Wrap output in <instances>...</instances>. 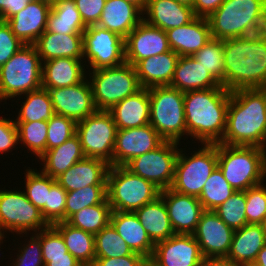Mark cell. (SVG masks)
Wrapping results in <instances>:
<instances>
[{"label": "cell", "instance_id": "62", "mask_svg": "<svg viewBox=\"0 0 266 266\" xmlns=\"http://www.w3.org/2000/svg\"><path fill=\"white\" fill-rule=\"evenodd\" d=\"M265 144H266V133H265V136L263 138L261 145L259 146L261 152L263 153L265 162H266V145Z\"/></svg>", "mask_w": 266, "mask_h": 266}, {"label": "cell", "instance_id": "61", "mask_svg": "<svg viewBox=\"0 0 266 266\" xmlns=\"http://www.w3.org/2000/svg\"><path fill=\"white\" fill-rule=\"evenodd\" d=\"M0 20L5 21V0H0Z\"/></svg>", "mask_w": 266, "mask_h": 266}, {"label": "cell", "instance_id": "47", "mask_svg": "<svg viewBox=\"0 0 266 266\" xmlns=\"http://www.w3.org/2000/svg\"><path fill=\"white\" fill-rule=\"evenodd\" d=\"M67 191L55 182L48 193L47 203L41 210V214L49 225L65 221Z\"/></svg>", "mask_w": 266, "mask_h": 266}, {"label": "cell", "instance_id": "53", "mask_svg": "<svg viewBox=\"0 0 266 266\" xmlns=\"http://www.w3.org/2000/svg\"><path fill=\"white\" fill-rule=\"evenodd\" d=\"M19 142L15 120L0 118V153L8 152Z\"/></svg>", "mask_w": 266, "mask_h": 266}, {"label": "cell", "instance_id": "43", "mask_svg": "<svg viewBox=\"0 0 266 266\" xmlns=\"http://www.w3.org/2000/svg\"><path fill=\"white\" fill-rule=\"evenodd\" d=\"M16 126L19 141L40 158L47 150V121L16 123Z\"/></svg>", "mask_w": 266, "mask_h": 266}, {"label": "cell", "instance_id": "65", "mask_svg": "<svg viewBox=\"0 0 266 266\" xmlns=\"http://www.w3.org/2000/svg\"><path fill=\"white\" fill-rule=\"evenodd\" d=\"M2 229V230H1ZM4 227L0 224V244H1V242H2V240H3V238H4ZM3 231V232H2Z\"/></svg>", "mask_w": 266, "mask_h": 266}, {"label": "cell", "instance_id": "59", "mask_svg": "<svg viewBox=\"0 0 266 266\" xmlns=\"http://www.w3.org/2000/svg\"><path fill=\"white\" fill-rule=\"evenodd\" d=\"M251 265L266 266V243L263 248L258 252L256 260Z\"/></svg>", "mask_w": 266, "mask_h": 266}, {"label": "cell", "instance_id": "37", "mask_svg": "<svg viewBox=\"0 0 266 266\" xmlns=\"http://www.w3.org/2000/svg\"><path fill=\"white\" fill-rule=\"evenodd\" d=\"M25 97L15 123L48 121L55 114L47 89L41 87L26 93Z\"/></svg>", "mask_w": 266, "mask_h": 266}, {"label": "cell", "instance_id": "8", "mask_svg": "<svg viewBox=\"0 0 266 266\" xmlns=\"http://www.w3.org/2000/svg\"><path fill=\"white\" fill-rule=\"evenodd\" d=\"M150 125L165 141L179 143L186 134L184 92L171 86L148 88Z\"/></svg>", "mask_w": 266, "mask_h": 266}, {"label": "cell", "instance_id": "10", "mask_svg": "<svg viewBox=\"0 0 266 266\" xmlns=\"http://www.w3.org/2000/svg\"><path fill=\"white\" fill-rule=\"evenodd\" d=\"M179 150L171 189L190 196L201 195L209 176L218 166L217 144H204L191 156Z\"/></svg>", "mask_w": 266, "mask_h": 266}, {"label": "cell", "instance_id": "39", "mask_svg": "<svg viewBox=\"0 0 266 266\" xmlns=\"http://www.w3.org/2000/svg\"><path fill=\"white\" fill-rule=\"evenodd\" d=\"M235 192L236 191L227 182L222 171L217 166L206 181L198 199L204 210L214 211Z\"/></svg>", "mask_w": 266, "mask_h": 266}, {"label": "cell", "instance_id": "44", "mask_svg": "<svg viewBox=\"0 0 266 266\" xmlns=\"http://www.w3.org/2000/svg\"><path fill=\"white\" fill-rule=\"evenodd\" d=\"M245 191H236L227 201L219 205L214 212L233 230L247 225Z\"/></svg>", "mask_w": 266, "mask_h": 266}, {"label": "cell", "instance_id": "22", "mask_svg": "<svg viewBox=\"0 0 266 266\" xmlns=\"http://www.w3.org/2000/svg\"><path fill=\"white\" fill-rule=\"evenodd\" d=\"M110 164L98 158L84 157L56 178L67 192L89 185L106 186Z\"/></svg>", "mask_w": 266, "mask_h": 266}, {"label": "cell", "instance_id": "29", "mask_svg": "<svg viewBox=\"0 0 266 266\" xmlns=\"http://www.w3.org/2000/svg\"><path fill=\"white\" fill-rule=\"evenodd\" d=\"M179 55L170 50L139 61L134 67L143 88L170 86Z\"/></svg>", "mask_w": 266, "mask_h": 266}, {"label": "cell", "instance_id": "16", "mask_svg": "<svg viewBox=\"0 0 266 266\" xmlns=\"http://www.w3.org/2000/svg\"><path fill=\"white\" fill-rule=\"evenodd\" d=\"M234 230L213 210H204L192 234L206 257H226L230 251Z\"/></svg>", "mask_w": 266, "mask_h": 266}, {"label": "cell", "instance_id": "42", "mask_svg": "<svg viewBox=\"0 0 266 266\" xmlns=\"http://www.w3.org/2000/svg\"><path fill=\"white\" fill-rule=\"evenodd\" d=\"M106 198V186L89 185L82 189L67 192L65 221L83 208L101 204Z\"/></svg>", "mask_w": 266, "mask_h": 266}, {"label": "cell", "instance_id": "9", "mask_svg": "<svg viewBox=\"0 0 266 266\" xmlns=\"http://www.w3.org/2000/svg\"><path fill=\"white\" fill-rule=\"evenodd\" d=\"M92 73L89 82L97 110L108 111L142 88L135 67L126 62L116 67L92 70Z\"/></svg>", "mask_w": 266, "mask_h": 266}, {"label": "cell", "instance_id": "21", "mask_svg": "<svg viewBox=\"0 0 266 266\" xmlns=\"http://www.w3.org/2000/svg\"><path fill=\"white\" fill-rule=\"evenodd\" d=\"M51 5L36 0L6 20L13 34L25 44H34L45 32Z\"/></svg>", "mask_w": 266, "mask_h": 266}, {"label": "cell", "instance_id": "49", "mask_svg": "<svg viewBox=\"0 0 266 266\" xmlns=\"http://www.w3.org/2000/svg\"><path fill=\"white\" fill-rule=\"evenodd\" d=\"M41 240L43 262L46 265L49 258L67 257V247L61 234L52 226L41 229L34 234Z\"/></svg>", "mask_w": 266, "mask_h": 266}, {"label": "cell", "instance_id": "46", "mask_svg": "<svg viewBox=\"0 0 266 266\" xmlns=\"http://www.w3.org/2000/svg\"><path fill=\"white\" fill-rule=\"evenodd\" d=\"M47 124V150L62 145L76 134V122L71 118L54 114Z\"/></svg>", "mask_w": 266, "mask_h": 266}, {"label": "cell", "instance_id": "28", "mask_svg": "<svg viewBox=\"0 0 266 266\" xmlns=\"http://www.w3.org/2000/svg\"><path fill=\"white\" fill-rule=\"evenodd\" d=\"M266 243V235L261 224H247L234 230L231 248L226 256L238 266L254 263L258 252Z\"/></svg>", "mask_w": 266, "mask_h": 266}, {"label": "cell", "instance_id": "64", "mask_svg": "<svg viewBox=\"0 0 266 266\" xmlns=\"http://www.w3.org/2000/svg\"><path fill=\"white\" fill-rule=\"evenodd\" d=\"M40 1H43L44 3H47L52 6L56 4L59 0H40Z\"/></svg>", "mask_w": 266, "mask_h": 266}, {"label": "cell", "instance_id": "24", "mask_svg": "<svg viewBox=\"0 0 266 266\" xmlns=\"http://www.w3.org/2000/svg\"><path fill=\"white\" fill-rule=\"evenodd\" d=\"M143 18V11L129 1L106 0L99 22L96 25L115 32L125 39Z\"/></svg>", "mask_w": 266, "mask_h": 266}, {"label": "cell", "instance_id": "45", "mask_svg": "<svg viewBox=\"0 0 266 266\" xmlns=\"http://www.w3.org/2000/svg\"><path fill=\"white\" fill-rule=\"evenodd\" d=\"M25 186L26 196L29 201L36 206L40 211L47 203L48 193L51 186L56 182V179L51 178L49 175L44 174L42 171L35 172L33 169L26 170Z\"/></svg>", "mask_w": 266, "mask_h": 266}, {"label": "cell", "instance_id": "18", "mask_svg": "<svg viewBox=\"0 0 266 266\" xmlns=\"http://www.w3.org/2000/svg\"><path fill=\"white\" fill-rule=\"evenodd\" d=\"M165 140L150 125L117 129L113 166H125L133 158L159 147Z\"/></svg>", "mask_w": 266, "mask_h": 266}, {"label": "cell", "instance_id": "60", "mask_svg": "<svg viewBox=\"0 0 266 266\" xmlns=\"http://www.w3.org/2000/svg\"><path fill=\"white\" fill-rule=\"evenodd\" d=\"M126 1H129L137 5L142 11H144L146 4H147V0H126Z\"/></svg>", "mask_w": 266, "mask_h": 266}, {"label": "cell", "instance_id": "6", "mask_svg": "<svg viewBox=\"0 0 266 266\" xmlns=\"http://www.w3.org/2000/svg\"><path fill=\"white\" fill-rule=\"evenodd\" d=\"M106 191L112 211L135 212L156 200L161 189L151 181L132 173L125 166H110Z\"/></svg>", "mask_w": 266, "mask_h": 266}, {"label": "cell", "instance_id": "35", "mask_svg": "<svg viewBox=\"0 0 266 266\" xmlns=\"http://www.w3.org/2000/svg\"><path fill=\"white\" fill-rule=\"evenodd\" d=\"M86 28L74 0H59L51 6L45 31L63 35H83Z\"/></svg>", "mask_w": 266, "mask_h": 266}, {"label": "cell", "instance_id": "52", "mask_svg": "<svg viewBox=\"0 0 266 266\" xmlns=\"http://www.w3.org/2000/svg\"><path fill=\"white\" fill-rule=\"evenodd\" d=\"M82 21L86 26L99 22L106 0H74Z\"/></svg>", "mask_w": 266, "mask_h": 266}, {"label": "cell", "instance_id": "27", "mask_svg": "<svg viewBox=\"0 0 266 266\" xmlns=\"http://www.w3.org/2000/svg\"><path fill=\"white\" fill-rule=\"evenodd\" d=\"M110 224L133 252L151 258L155 244L140 223L135 212L112 211Z\"/></svg>", "mask_w": 266, "mask_h": 266}, {"label": "cell", "instance_id": "20", "mask_svg": "<svg viewBox=\"0 0 266 266\" xmlns=\"http://www.w3.org/2000/svg\"><path fill=\"white\" fill-rule=\"evenodd\" d=\"M160 197L167 207L175 234H193L204 211L198 197L178 193L171 188L163 189Z\"/></svg>", "mask_w": 266, "mask_h": 266}, {"label": "cell", "instance_id": "13", "mask_svg": "<svg viewBox=\"0 0 266 266\" xmlns=\"http://www.w3.org/2000/svg\"><path fill=\"white\" fill-rule=\"evenodd\" d=\"M83 57L87 58L91 70L122 65L125 39L98 25L87 26L83 32Z\"/></svg>", "mask_w": 266, "mask_h": 266}, {"label": "cell", "instance_id": "48", "mask_svg": "<svg viewBox=\"0 0 266 266\" xmlns=\"http://www.w3.org/2000/svg\"><path fill=\"white\" fill-rule=\"evenodd\" d=\"M260 183L245 191L248 224H261L266 216V185Z\"/></svg>", "mask_w": 266, "mask_h": 266}, {"label": "cell", "instance_id": "17", "mask_svg": "<svg viewBox=\"0 0 266 266\" xmlns=\"http://www.w3.org/2000/svg\"><path fill=\"white\" fill-rule=\"evenodd\" d=\"M48 92L55 114L71 118L76 123L97 111L87 79L73 86L48 89Z\"/></svg>", "mask_w": 266, "mask_h": 266}, {"label": "cell", "instance_id": "25", "mask_svg": "<svg viewBox=\"0 0 266 266\" xmlns=\"http://www.w3.org/2000/svg\"><path fill=\"white\" fill-rule=\"evenodd\" d=\"M144 14L148 15L143 18L147 24L164 31L186 25L196 17L192 7L175 0H147Z\"/></svg>", "mask_w": 266, "mask_h": 266}, {"label": "cell", "instance_id": "38", "mask_svg": "<svg viewBox=\"0 0 266 266\" xmlns=\"http://www.w3.org/2000/svg\"><path fill=\"white\" fill-rule=\"evenodd\" d=\"M111 212V206L106 198L101 204L81 209L66 222L72 227L96 235L110 223Z\"/></svg>", "mask_w": 266, "mask_h": 266}, {"label": "cell", "instance_id": "50", "mask_svg": "<svg viewBox=\"0 0 266 266\" xmlns=\"http://www.w3.org/2000/svg\"><path fill=\"white\" fill-rule=\"evenodd\" d=\"M24 45L25 43L13 34L7 22L0 20V67Z\"/></svg>", "mask_w": 266, "mask_h": 266}, {"label": "cell", "instance_id": "11", "mask_svg": "<svg viewBox=\"0 0 266 266\" xmlns=\"http://www.w3.org/2000/svg\"><path fill=\"white\" fill-rule=\"evenodd\" d=\"M117 126L112 115L105 110L76 123V135L79 137L85 157L98 158L113 166V152Z\"/></svg>", "mask_w": 266, "mask_h": 266}, {"label": "cell", "instance_id": "26", "mask_svg": "<svg viewBox=\"0 0 266 266\" xmlns=\"http://www.w3.org/2000/svg\"><path fill=\"white\" fill-rule=\"evenodd\" d=\"M108 112L117 129H130L150 123V99L148 88H141L135 94L113 105Z\"/></svg>", "mask_w": 266, "mask_h": 266}, {"label": "cell", "instance_id": "41", "mask_svg": "<svg viewBox=\"0 0 266 266\" xmlns=\"http://www.w3.org/2000/svg\"><path fill=\"white\" fill-rule=\"evenodd\" d=\"M192 56L224 87L223 40L211 38Z\"/></svg>", "mask_w": 266, "mask_h": 266}, {"label": "cell", "instance_id": "23", "mask_svg": "<svg viewBox=\"0 0 266 266\" xmlns=\"http://www.w3.org/2000/svg\"><path fill=\"white\" fill-rule=\"evenodd\" d=\"M169 46L179 56H192L212 38L210 24L205 17H195L191 22L166 31Z\"/></svg>", "mask_w": 266, "mask_h": 266}, {"label": "cell", "instance_id": "30", "mask_svg": "<svg viewBox=\"0 0 266 266\" xmlns=\"http://www.w3.org/2000/svg\"><path fill=\"white\" fill-rule=\"evenodd\" d=\"M81 61V59L69 57L44 61L42 64V88L48 90L69 87L82 82L86 79V74L84 73L85 64Z\"/></svg>", "mask_w": 266, "mask_h": 266}, {"label": "cell", "instance_id": "55", "mask_svg": "<svg viewBox=\"0 0 266 266\" xmlns=\"http://www.w3.org/2000/svg\"><path fill=\"white\" fill-rule=\"evenodd\" d=\"M225 0H195L193 11L196 17L208 18Z\"/></svg>", "mask_w": 266, "mask_h": 266}, {"label": "cell", "instance_id": "54", "mask_svg": "<svg viewBox=\"0 0 266 266\" xmlns=\"http://www.w3.org/2000/svg\"><path fill=\"white\" fill-rule=\"evenodd\" d=\"M148 259L138 253L116 258H95L92 266H145Z\"/></svg>", "mask_w": 266, "mask_h": 266}, {"label": "cell", "instance_id": "2", "mask_svg": "<svg viewBox=\"0 0 266 266\" xmlns=\"http://www.w3.org/2000/svg\"><path fill=\"white\" fill-rule=\"evenodd\" d=\"M266 133V91L263 88L231 91L226 128L221 144L259 147Z\"/></svg>", "mask_w": 266, "mask_h": 266}, {"label": "cell", "instance_id": "32", "mask_svg": "<svg viewBox=\"0 0 266 266\" xmlns=\"http://www.w3.org/2000/svg\"><path fill=\"white\" fill-rule=\"evenodd\" d=\"M170 86L187 92L220 87L221 84L193 56H180Z\"/></svg>", "mask_w": 266, "mask_h": 266}, {"label": "cell", "instance_id": "5", "mask_svg": "<svg viewBox=\"0 0 266 266\" xmlns=\"http://www.w3.org/2000/svg\"><path fill=\"white\" fill-rule=\"evenodd\" d=\"M217 155L218 167L235 191H246L266 178V162L257 146L217 143Z\"/></svg>", "mask_w": 266, "mask_h": 266}, {"label": "cell", "instance_id": "63", "mask_svg": "<svg viewBox=\"0 0 266 266\" xmlns=\"http://www.w3.org/2000/svg\"><path fill=\"white\" fill-rule=\"evenodd\" d=\"M175 1H177L178 3L184 4V5H187L189 7H193L195 0H175Z\"/></svg>", "mask_w": 266, "mask_h": 266}, {"label": "cell", "instance_id": "66", "mask_svg": "<svg viewBox=\"0 0 266 266\" xmlns=\"http://www.w3.org/2000/svg\"><path fill=\"white\" fill-rule=\"evenodd\" d=\"M262 227H263V231L265 232L266 235V216L264 217L263 222L261 223Z\"/></svg>", "mask_w": 266, "mask_h": 266}, {"label": "cell", "instance_id": "57", "mask_svg": "<svg viewBox=\"0 0 266 266\" xmlns=\"http://www.w3.org/2000/svg\"><path fill=\"white\" fill-rule=\"evenodd\" d=\"M45 266H83L69 252L67 257L49 258V262Z\"/></svg>", "mask_w": 266, "mask_h": 266}, {"label": "cell", "instance_id": "12", "mask_svg": "<svg viewBox=\"0 0 266 266\" xmlns=\"http://www.w3.org/2000/svg\"><path fill=\"white\" fill-rule=\"evenodd\" d=\"M177 145H179L177 142L164 141L156 149L133 158L125 167L132 173L151 181L161 190L171 188L180 150Z\"/></svg>", "mask_w": 266, "mask_h": 266}, {"label": "cell", "instance_id": "34", "mask_svg": "<svg viewBox=\"0 0 266 266\" xmlns=\"http://www.w3.org/2000/svg\"><path fill=\"white\" fill-rule=\"evenodd\" d=\"M135 214L154 244L175 234L170 223L167 207L160 196L153 202L137 209Z\"/></svg>", "mask_w": 266, "mask_h": 266}, {"label": "cell", "instance_id": "15", "mask_svg": "<svg viewBox=\"0 0 266 266\" xmlns=\"http://www.w3.org/2000/svg\"><path fill=\"white\" fill-rule=\"evenodd\" d=\"M203 258L193 235L174 234L155 244L148 262L151 266H196L201 265Z\"/></svg>", "mask_w": 266, "mask_h": 266}, {"label": "cell", "instance_id": "33", "mask_svg": "<svg viewBox=\"0 0 266 266\" xmlns=\"http://www.w3.org/2000/svg\"><path fill=\"white\" fill-rule=\"evenodd\" d=\"M84 157L79 137L75 134L62 145L46 150L39 159L44 164L42 172L56 179Z\"/></svg>", "mask_w": 266, "mask_h": 266}, {"label": "cell", "instance_id": "56", "mask_svg": "<svg viewBox=\"0 0 266 266\" xmlns=\"http://www.w3.org/2000/svg\"><path fill=\"white\" fill-rule=\"evenodd\" d=\"M28 3L27 0H5V21L24 9Z\"/></svg>", "mask_w": 266, "mask_h": 266}, {"label": "cell", "instance_id": "1", "mask_svg": "<svg viewBox=\"0 0 266 266\" xmlns=\"http://www.w3.org/2000/svg\"><path fill=\"white\" fill-rule=\"evenodd\" d=\"M224 88H263L266 84V31L223 40Z\"/></svg>", "mask_w": 266, "mask_h": 266}, {"label": "cell", "instance_id": "7", "mask_svg": "<svg viewBox=\"0 0 266 266\" xmlns=\"http://www.w3.org/2000/svg\"><path fill=\"white\" fill-rule=\"evenodd\" d=\"M42 87V61L34 44H25L0 67V101Z\"/></svg>", "mask_w": 266, "mask_h": 266}, {"label": "cell", "instance_id": "19", "mask_svg": "<svg viewBox=\"0 0 266 266\" xmlns=\"http://www.w3.org/2000/svg\"><path fill=\"white\" fill-rule=\"evenodd\" d=\"M170 50L166 31L144 20L125 38V62L133 66L143 59Z\"/></svg>", "mask_w": 266, "mask_h": 266}, {"label": "cell", "instance_id": "4", "mask_svg": "<svg viewBox=\"0 0 266 266\" xmlns=\"http://www.w3.org/2000/svg\"><path fill=\"white\" fill-rule=\"evenodd\" d=\"M213 39H229L266 31V0H225L208 18Z\"/></svg>", "mask_w": 266, "mask_h": 266}, {"label": "cell", "instance_id": "40", "mask_svg": "<svg viewBox=\"0 0 266 266\" xmlns=\"http://www.w3.org/2000/svg\"><path fill=\"white\" fill-rule=\"evenodd\" d=\"M95 258H116L134 252L109 223L94 235Z\"/></svg>", "mask_w": 266, "mask_h": 266}, {"label": "cell", "instance_id": "51", "mask_svg": "<svg viewBox=\"0 0 266 266\" xmlns=\"http://www.w3.org/2000/svg\"><path fill=\"white\" fill-rule=\"evenodd\" d=\"M13 266H45L42 257L41 240L35 235L19 250Z\"/></svg>", "mask_w": 266, "mask_h": 266}, {"label": "cell", "instance_id": "14", "mask_svg": "<svg viewBox=\"0 0 266 266\" xmlns=\"http://www.w3.org/2000/svg\"><path fill=\"white\" fill-rule=\"evenodd\" d=\"M0 224L5 232L9 230L20 234L27 231L39 232L49 224L41 211L27 198L25 191L0 190ZM38 230V231H37Z\"/></svg>", "mask_w": 266, "mask_h": 266}, {"label": "cell", "instance_id": "36", "mask_svg": "<svg viewBox=\"0 0 266 266\" xmlns=\"http://www.w3.org/2000/svg\"><path fill=\"white\" fill-rule=\"evenodd\" d=\"M62 236L68 252L83 266H92L95 261L94 235L72 227L66 221L52 225Z\"/></svg>", "mask_w": 266, "mask_h": 266}, {"label": "cell", "instance_id": "58", "mask_svg": "<svg viewBox=\"0 0 266 266\" xmlns=\"http://www.w3.org/2000/svg\"><path fill=\"white\" fill-rule=\"evenodd\" d=\"M201 266H238L226 257H206L203 258Z\"/></svg>", "mask_w": 266, "mask_h": 266}, {"label": "cell", "instance_id": "31", "mask_svg": "<svg viewBox=\"0 0 266 266\" xmlns=\"http://www.w3.org/2000/svg\"><path fill=\"white\" fill-rule=\"evenodd\" d=\"M34 46L42 63L62 57L86 60L83 57V35H63L45 31Z\"/></svg>", "mask_w": 266, "mask_h": 266}, {"label": "cell", "instance_id": "3", "mask_svg": "<svg viewBox=\"0 0 266 266\" xmlns=\"http://www.w3.org/2000/svg\"><path fill=\"white\" fill-rule=\"evenodd\" d=\"M231 91L222 85L184 92L186 135L203 144H217L226 128Z\"/></svg>", "mask_w": 266, "mask_h": 266}]
</instances>
